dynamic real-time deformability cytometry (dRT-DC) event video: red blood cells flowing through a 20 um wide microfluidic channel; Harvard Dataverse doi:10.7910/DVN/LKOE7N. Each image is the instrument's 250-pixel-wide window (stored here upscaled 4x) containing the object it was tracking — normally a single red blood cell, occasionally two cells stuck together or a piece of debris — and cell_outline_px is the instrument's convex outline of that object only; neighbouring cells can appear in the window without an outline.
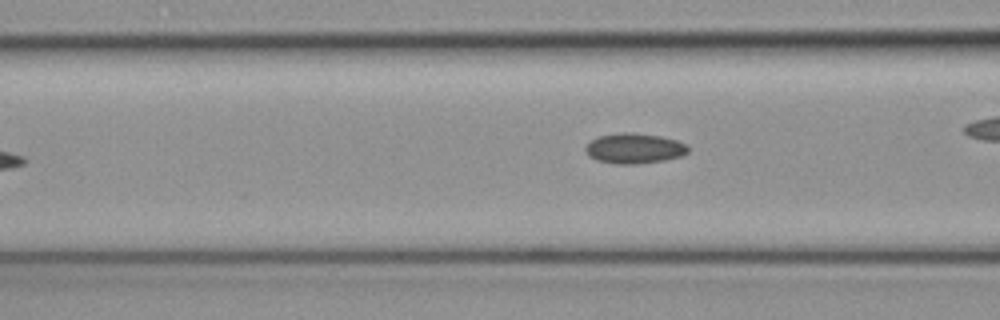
{"species": "common noctule bat (a hibernating species)", "species_latin": "Nyctalus noctula", "temperature_condition": "cold", "stored_images_in_passage": 6, "camera_frame_rate_fps": 3000, "um_per_image_px": 0.085, "animal": {"sex": "female", "body_mass_g": 19.3, "forearm_length_mm": 54.1}, "frame": {"image": 1, "passage_image": 6, "time_ms": 1.667, "image_size_px": [1000, 320], "cell_outline_px": [[688, 152], [680, 156], [664, 160], [636, 164], [616, 164], [596, 160], [588, 156], [584, 148], [592, 140], [600, 136], [624, 132], [632, 132], [660, 136], [676, 140], [688, 144]], "centroid_in_image_um": [53.92, 12.61], "position_along_channel_um": 112.7, "area_um2": 18.03}}